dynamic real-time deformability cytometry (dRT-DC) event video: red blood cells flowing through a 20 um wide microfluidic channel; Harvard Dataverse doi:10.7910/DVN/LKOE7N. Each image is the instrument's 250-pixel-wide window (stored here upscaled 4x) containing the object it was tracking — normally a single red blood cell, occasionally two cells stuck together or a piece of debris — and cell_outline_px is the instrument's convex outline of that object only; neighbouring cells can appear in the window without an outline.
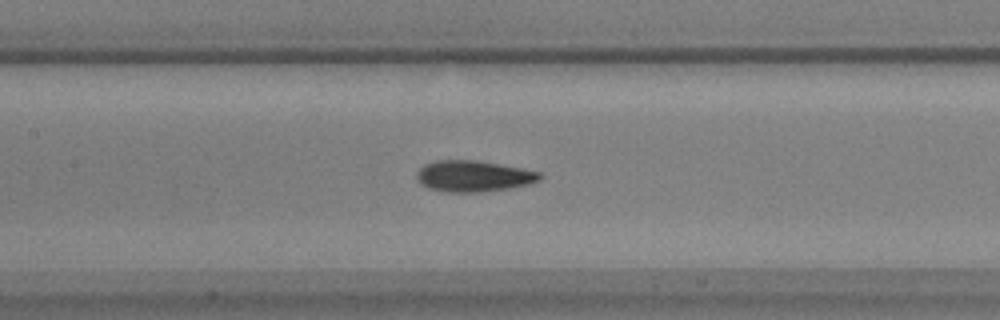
{"species": "common noctule bat (a hibernating species)", "species_latin": "Nyctalus noctula", "temperature_condition": "warm", "stored_images_in_passage": 33, "camera_frame_rate_fps": 3000, "um_per_image_px": 0.085, "animal": {"sex": "male", "body_mass_g": 17.9, "forearm_length_mm": 54.2}, "frame": {"image": 1, "passage_image": 15, "time_ms": 4.667, "image_size_px": [1000, 320], "cell_outline_px": [[544, 176], [540, 180], [528, 184], [508, 188], [480, 192], [448, 192], [428, 188], [420, 184], [416, 180], [416, 172], [424, 164], [436, 160], [476, 160], [520, 168], [540, 172]], "centroid_in_image_um": [40.2, 14.97], "position_along_channel_um": 167.2, "area_um2": 22.37}}
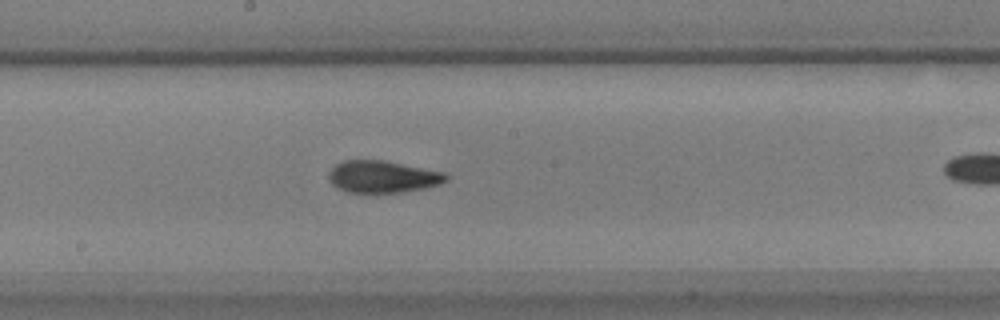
{"frame": {"image": 2, "passage_image": 19, "time_ms": 6.0, "image_size_px": [1000, 320], "cell_outline_px": [[448, 180], [440, 184], [424, 188], [400, 192], [348, 192], [332, 184], [328, 176], [328, 172], [336, 164], [344, 160], [384, 160], [444, 172], [448, 176]], "centroid_in_image_um": [32.53, 15.01], "position_along_channel_um": 215.7, "area_um2": 21.73}}
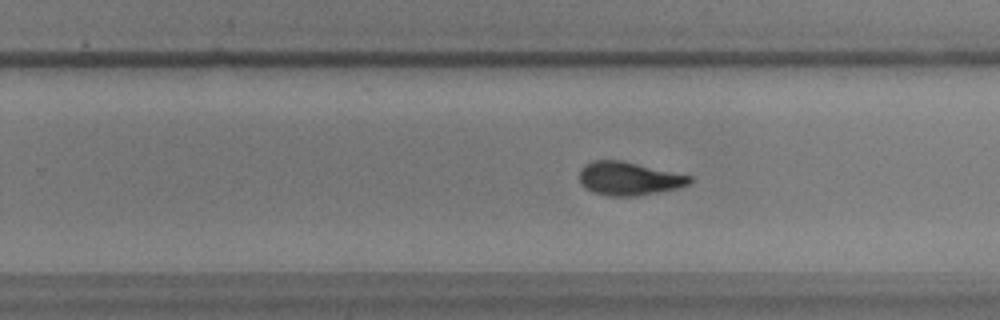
{"frame": {"image": 3, "passage_image": 24, "time_ms": 7.667, "image_size_px": [1000, 320], "cell_outline_px": [[692, 184], [680, 188], [636, 196], [608, 196], [596, 192], [588, 188], [580, 180], [580, 168], [584, 164], [592, 160], [620, 160], [692, 176]], "centroid_in_image_um": [53.5, 15.17], "position_along_channel_um": 276.3, "area_um2": 21.33}}